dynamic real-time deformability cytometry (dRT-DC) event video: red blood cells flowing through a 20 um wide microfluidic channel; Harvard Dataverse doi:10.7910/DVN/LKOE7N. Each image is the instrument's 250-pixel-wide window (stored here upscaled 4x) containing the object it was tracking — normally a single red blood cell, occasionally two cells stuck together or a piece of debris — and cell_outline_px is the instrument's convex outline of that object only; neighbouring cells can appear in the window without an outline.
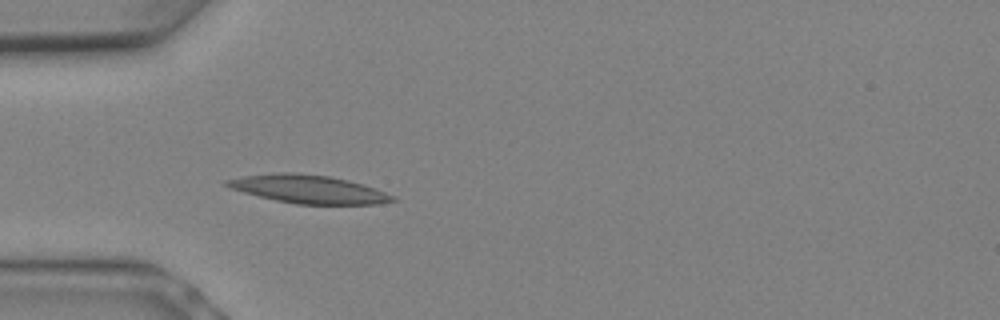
{"species": "Egyptian fruit bat (a non-hibernating species)", "species_latin": "Rousettus aegyptiacus", "temperature_condition": "warm", "stored_images_in_passage": 7, "camera_frame_rate_fps": 3000, "um_per_image_px": 0.085, "animal": {"sex": "female"}, "frame": {"image": 1, "passage_image": 7, "time_ms": 2.0, "image_size_px": [1000, 320], "cell_outline_px": [[396, 200], [380, 204], [296, 204], [276, 200], [244, 192], [232, 188], [224, 184], [224, 180], [244, 176], [280, 172], [292, 172], [328, 176], [348, 180], [364, 184], [396, 196]], "centroid_in_image_um": [26.27, 16.08], "position_along_channel_um": 58.7, "area_um2": 27.05}}